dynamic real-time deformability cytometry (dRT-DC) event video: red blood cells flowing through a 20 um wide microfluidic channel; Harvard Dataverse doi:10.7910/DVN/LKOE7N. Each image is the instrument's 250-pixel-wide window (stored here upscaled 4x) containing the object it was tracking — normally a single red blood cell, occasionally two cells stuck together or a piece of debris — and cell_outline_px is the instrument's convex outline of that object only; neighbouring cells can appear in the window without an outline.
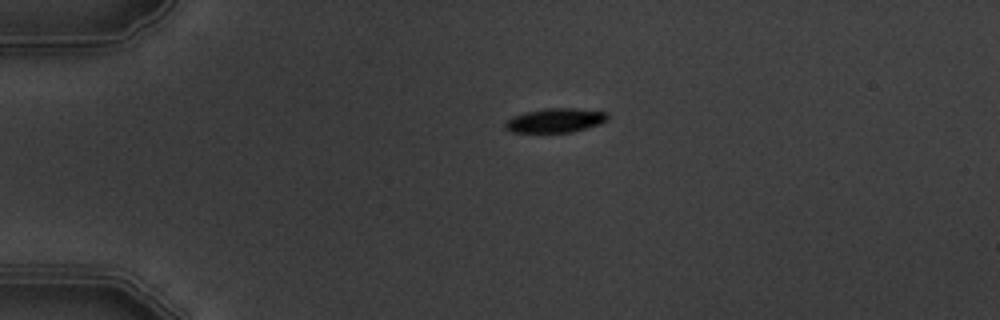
{"species": "common noctule bat (a hibernating species)", "species_latin": "Nyctalus noctula", "temperature_condition": "warm", "stored_images_in_passage": 4, "camera_frame_rate_fps": 3000, "um_per_image_px": 0.085, "animal": {"sex": "male", "body_mass_g": 19.5, "forearm_length_mm": 54.6}, "frame": {"image": 1, "passage_image": 1, "time_ms": 0.0, "image_size_px": [1000, 320], "cell_outline_px": [[608, 120], [600, 124], [572, 132], [512, 132], [504, 128], [504, 124], [512, 116], [524, 112], [548, 108], [576, 108], [608, 112]], "centroid_in_image_um": [47.22, 10.23], "position_along_channel_um": 37.8, "area_um2": 14.51}}
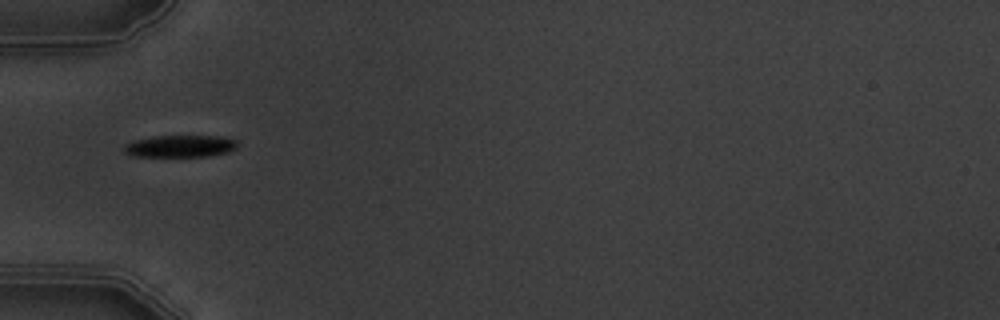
{"frame": {"image": 2, "passage_image": 2, "time_ms": 2.0, "image_size_px": [1000, 320], "cell_outline_px": [[236, 148], [228, 152], [208, 156], [132, 156], [124, 152], [124, 144], [136, 140], [152, 136], [220, 136], [236, 140]], "centroid_in_image_um": [15.3, 12.42], "position_along_channel_um": 69.7, "area_um2": 14.45}}